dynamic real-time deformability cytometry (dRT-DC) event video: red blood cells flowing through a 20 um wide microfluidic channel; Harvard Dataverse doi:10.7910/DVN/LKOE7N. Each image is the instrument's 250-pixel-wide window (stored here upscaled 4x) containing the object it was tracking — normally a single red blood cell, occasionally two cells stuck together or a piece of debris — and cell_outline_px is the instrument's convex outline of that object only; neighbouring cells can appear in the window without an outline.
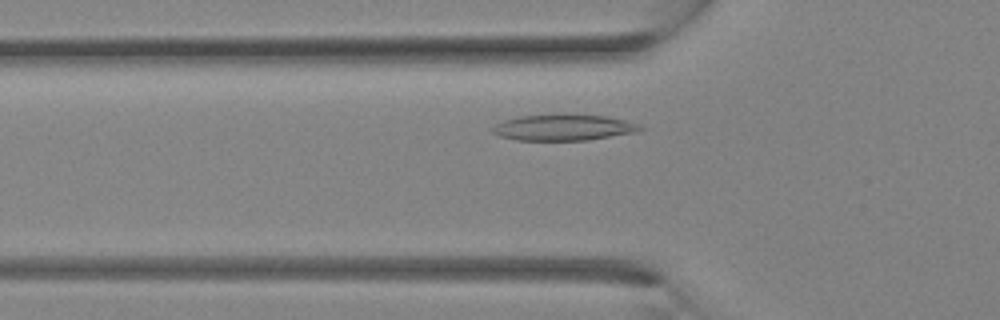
{"species": "Egyptian fruit bat (a non-hibernating species)", "species_latin": "Rousettus aegyptiacus", "temperature_condition": "room temperature", "stored_images_in_passage": 19, "camera_frame_rate_fps": 3000, "um_per_image_px": 0.085, "animal": {"sex": "female"}, "frame": {"image": 1, "passage_image": 6, "time_ms": 1.667, "image_size_px": [1000, 320], "cell_outline_px": [[644, 128], [636, 132], [588, 140], [516, 140], [500, 136], [492, 132], [492, 128], [496, 124], [504, 120], [520, 116], [604, 116], [624, 120], [640, 124]], "centroid_in_image_um": [47.9, 10.87], "position_along_channel_um": 77.9, "area_um2": 21.68}}
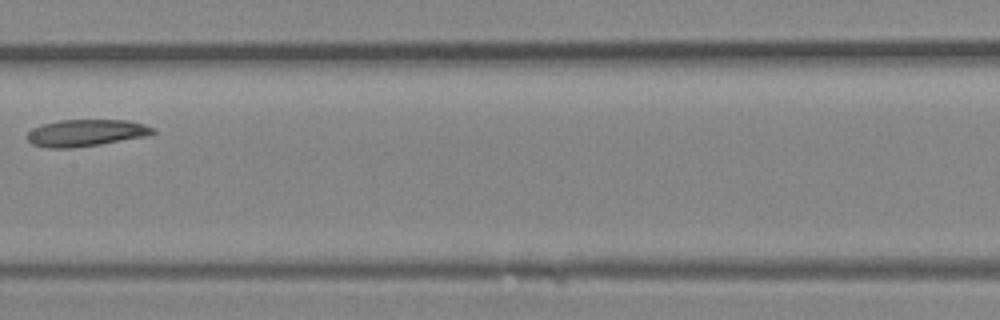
{"frame": {"image": 2, "passage_image": 12, "time_ms": 3.667, "image_size_px": [1000, 320], "cell_outline_px": [[156, 132], [152, 136], [72, 148], [48, 148], [32, 144], [28, 140], [28, 132], [32, 128], [40, 124], [60, 120], [128, 120], [144, 124], [156, 128]], "centroid_in_image_um": [7.36, 11.29], "position_along_channel_um": 200.0, "area_um2": 19.94}}
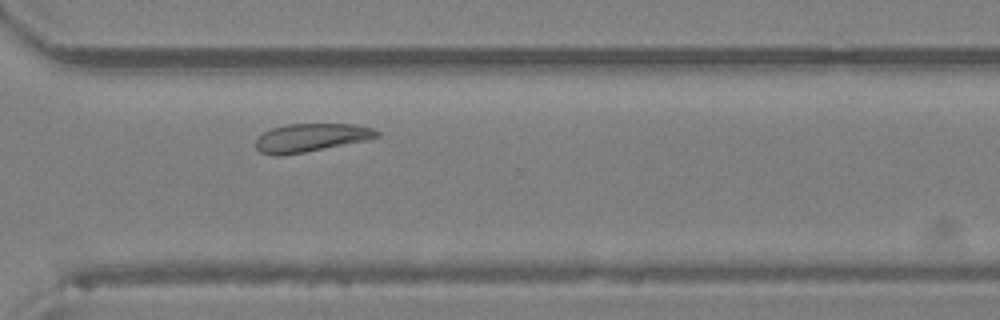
{"frame": {"image": 3, "passage_image": 19, "time_ms": 6.0, "image_size_px": [1000, 320], "cell_outline_px": [[380, 136], [364, 140], [304, 152], [280, 156], [276, 156], [260, 152], [256, 148], [256, 140], [264, 132], [272, 128], [288, 124], [352, 124], [372, 128], [380, 132]], "centroid_in_image_um": [26.4, 11.7], "position_along_channel_um": 344.2, "area_um2": 19.59}}